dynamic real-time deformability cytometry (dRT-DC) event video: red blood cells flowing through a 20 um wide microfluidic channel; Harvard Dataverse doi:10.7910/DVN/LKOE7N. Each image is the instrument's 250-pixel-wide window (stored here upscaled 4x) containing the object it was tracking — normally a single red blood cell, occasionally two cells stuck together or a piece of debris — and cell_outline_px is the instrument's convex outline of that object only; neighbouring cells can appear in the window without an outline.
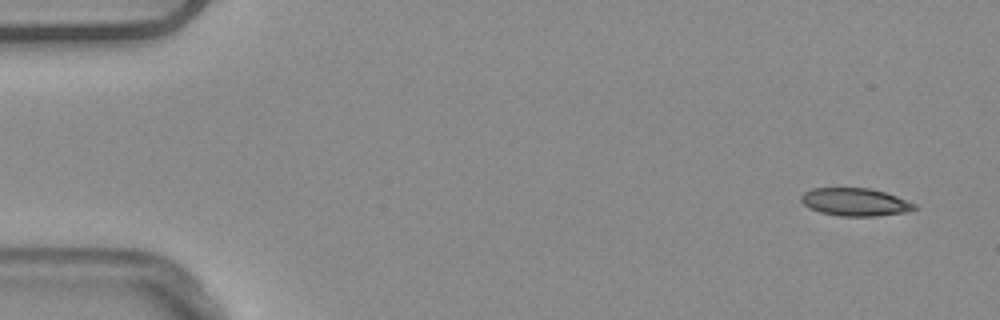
{"species": "common noctule bat (a hibernating species)", "species_latin": "Nyctalus noctula", "temperature_condition": "warm", "stored_images_in_passage": 4, "camera_frame_rate_fps": 3000, "um_per_image_px": 0.085, "animal": {"sex": "male", "body_mass_g": 20.4}, "frame": {"image": 1, "passage_image": 4, "time_ms": 1.0, "image_size_px": [1000, 320], "cell_outline_px": [[916, 208], [904, 212], [876, 216], [840, 216], [820, 212], [808, 208], [800, 200], [800, 196], [804, 192], [812, 188], [868, 188], [884, 192], [896, 196], [916, 204]], "centroid_in_image_um": [72.63, 17.17], "position_along_channel_um": 12.4, "area_um2": 18.26}}